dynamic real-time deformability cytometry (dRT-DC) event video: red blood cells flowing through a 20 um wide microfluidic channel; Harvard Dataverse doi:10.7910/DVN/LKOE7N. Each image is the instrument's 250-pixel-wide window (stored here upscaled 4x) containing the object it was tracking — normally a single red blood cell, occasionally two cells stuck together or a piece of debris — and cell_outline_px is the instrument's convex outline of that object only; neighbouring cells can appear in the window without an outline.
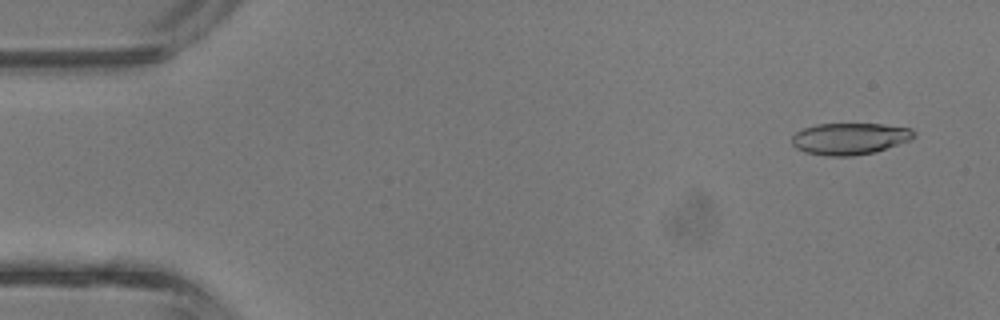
{"species": "common noctule bat (a hibernating species)", "species_latin": "Nyctalus noctula", "temperature_condition": "room temperature", "stored_images_in_passage": 41, "camera_frame_rate_fps": 3000, "um_per_image_px": 0.085, "animal": {"sex": "male", "body_mass_g": 13.3}, "frame": {"image": 1, "passage_image": 3, "time_ms": 0.667, "image_size_px": [1000, 320], "cell_outline_px": [[916, 136], [912, 140], [876, 152], [852, 156], [824, 156], [804, 152], [796, 148], [792, 144], [792, 136], [796, 132], [804, 128], [816, 124], [884, 124], [912, 128], [916, 132]], "centroid_in_image_um": [72.27, 11.79], "position_along_channel_um": 12.7, "area_um2": 22.89}}
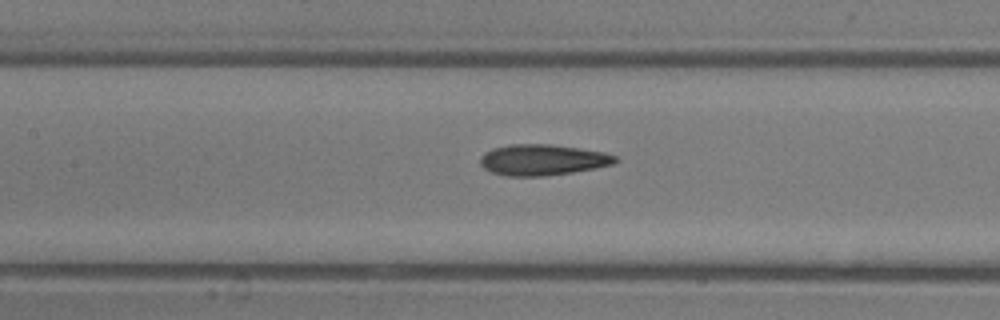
{"frame": {"image": 2, "passage_image": 19, "time_ms": 6.0, "image_size_px": [1000, 320], "cell_outline_px": [[620, 160], [612, 164], [572, 172], [544, 176], [508, 176], [492, 172], [484, 168], [480, 164], [480, 156], [484, 152], [492, 148], [512, 144], [552, 144], [580, 148], [604, 152], [616, 156]], "centroid_in_image_um": [46.1, 13.58], "position_along_channel_um": 161.3, "area_um2": 24.33}}
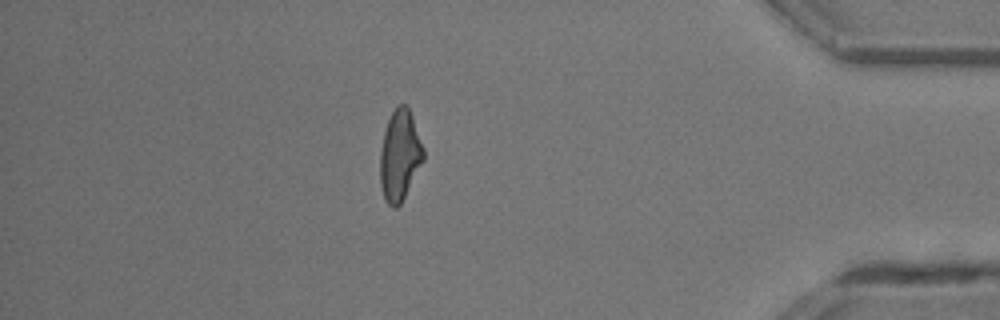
{"frame": {"image": 3, "passage_image": 36, "time_ms": 11.667, "image_size_px": [1000, 320], "cell_outline_px": [[424, 160], [400, 204], [396, 208], [392, 208], [384, 200], [380, 184], [380, 152], [384, 132], [388, 120], [396, 104], [404, 104], [408, 108], [412, 116], [424, 148]], "centroid_in_image_um": [33.97, 13.22], "position_along_channel_um": 401.2, "area_um2": 22.89}}